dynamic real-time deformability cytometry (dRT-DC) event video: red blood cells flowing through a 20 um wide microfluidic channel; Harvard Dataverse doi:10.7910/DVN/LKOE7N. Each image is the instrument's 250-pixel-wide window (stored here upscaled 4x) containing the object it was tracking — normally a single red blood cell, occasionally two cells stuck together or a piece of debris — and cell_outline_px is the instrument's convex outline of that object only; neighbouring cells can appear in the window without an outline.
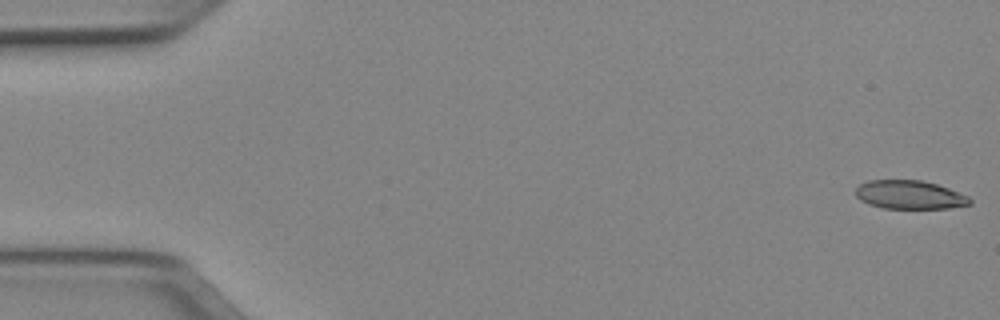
{"species": "Egyptian fruit bat (a non-hibernating species)", "species_latin": "Rousettus aegyptiacus", "temperature_condition": "cold", "stored_images_in_passage": 11, "camera_frame_rate_fps": 3000, "um_per_image_px": 0.085, "animal": {"sex": "female"}, "frame": {"image": 1, "passage_image": 1, "time_ms": 0.0, "image_size_px": [1000, 320], "cell_outline_px": [[972, 204], [948, 208], [884, 208], [868, 204], [860, 200], [856, 196], [856, 188], [860, 184], [868, 180], [920, 180], [936, 184], [948, 188], [968, 196], [972, 200]], "centroid_in_image_um": [77.31, 16.55], "position_along_channel_um": 7.7, "area_um2": 18.96}}